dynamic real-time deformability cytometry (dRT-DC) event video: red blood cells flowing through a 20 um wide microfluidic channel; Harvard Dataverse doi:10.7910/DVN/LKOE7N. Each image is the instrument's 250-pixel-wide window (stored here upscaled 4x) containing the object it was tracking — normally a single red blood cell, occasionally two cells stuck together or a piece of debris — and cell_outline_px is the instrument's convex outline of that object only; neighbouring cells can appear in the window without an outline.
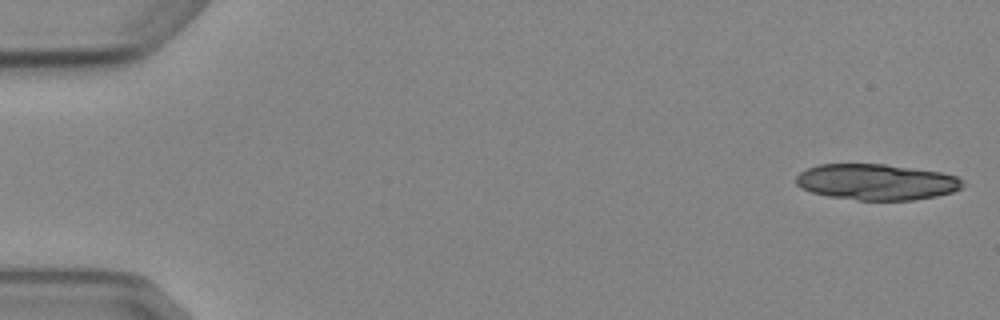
{"species": "Egyptian fruit bat (a non-hibernating species)", "species_latin": "Rousettus aegyptiacus", "temperature_condition": "cold", "stored_images_in_passage": 6, "camera_frame_rate_fps": 3000, "um_per_image_px": 0.085, "animal": {"sex": "female"}, "frame": {"image": 1, "passage_image": 1, "time_ms": 0.0, "image_size_px": [1000, 320], "cell_outline_px": [[964, 184], [960, 188], [952, 192], [936, 196], [912, 200], [856, 200], [828, 196], [812, 192], [796, 184], [796, 176], [800, 172], [808, 168], [820, 164], [884, 164], [940, 172], [956, 176]], "centroid_in_image_um": [74.48, 15.47], "position_along_channel_um": 10.5, "area_um2": 34.68}}
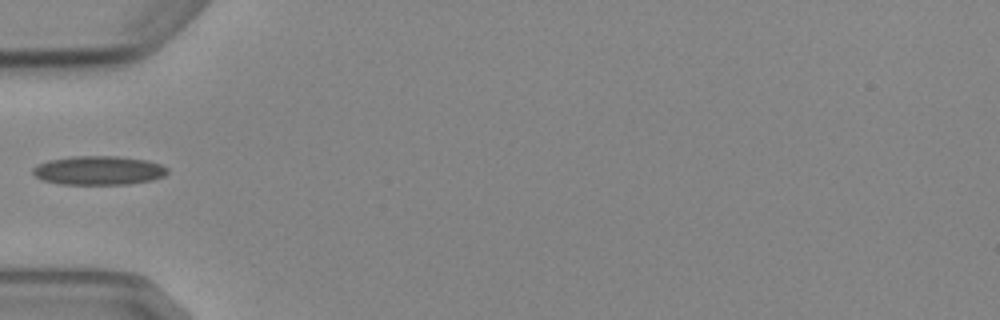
{"frame": {"image": 2, "passage_image": 6, "time_ms": 5.667, "image_size_px": [1000, 320], "cell_outline_px": [[168, 172], [164, 176], [152, 180], [128, 184], [60, 184], [40, 180], [32, 172], [32, 168], [36, 164], [48, 160], [72, 156], [116, 156], [148, 160], [160, 164], [168, 168]], "centroid_in_image_um": [8.36, 14.48], "position_along_channel_um": 76.6, "area_um2": 22.89}}